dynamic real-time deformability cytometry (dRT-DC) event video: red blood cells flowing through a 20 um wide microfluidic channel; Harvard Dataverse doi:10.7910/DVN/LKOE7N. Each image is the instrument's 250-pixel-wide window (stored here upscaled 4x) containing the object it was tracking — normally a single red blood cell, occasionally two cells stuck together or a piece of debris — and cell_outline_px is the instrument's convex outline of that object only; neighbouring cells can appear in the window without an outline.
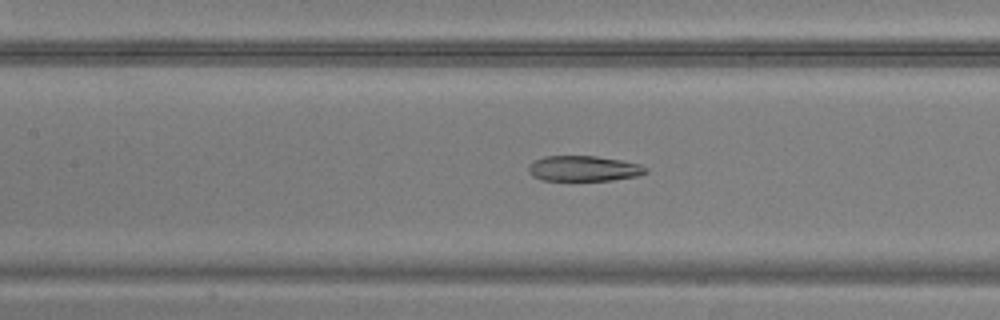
{"species": "common noctule bat (a hibernating species)", "species_latin": "Nyctalus noctula", "temperature_condition": "warm", "stored_images_in_passage": 46, "camera_frame_rate_fps": 3000, "um_per_image_px": 0.085, "animal": {"sex": "male", "body_mass_g": 20.5, "forearm_length_mm": 52.5}, "frame": {"image": 1, "passage_image": 19, "time_ms": 6.0, "image_size_px": [1000, 320], "cell_outline_px": [[648, 172], [636, 176], [612, 180], [540, 180], [532, 176], [528, 172], [528, 168], [536, 160], [544, 156], [596, 156], [620, 160], [640, 164], [648, 168]], "centroid_in_image_um": [49.62, 14.32], "position_along_channel_um": 157.8, "area_um2": 17.28}}
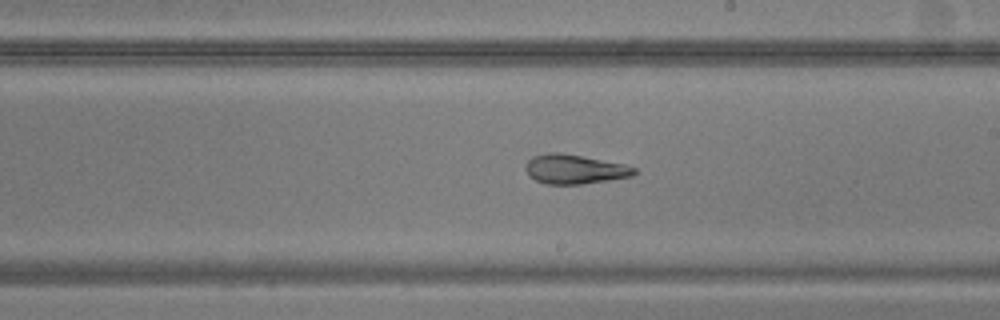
{"frame": {"image": 2, "passage_image": 25, "time_ms": 8.0, "image_size_px": [1000, 320], "cell_outline_px": [[636, 172], [632, 176], [608, 180], [580, 184], [544, 184], [528, 176], [528, 160], [532, 156], [548, 152], [560, 152], [624, 164], [636, 168]], "centroid_in_image_um": [48.84, 14.38], "position_along_channel_um": 240.2, "area_um2": 18.38}}
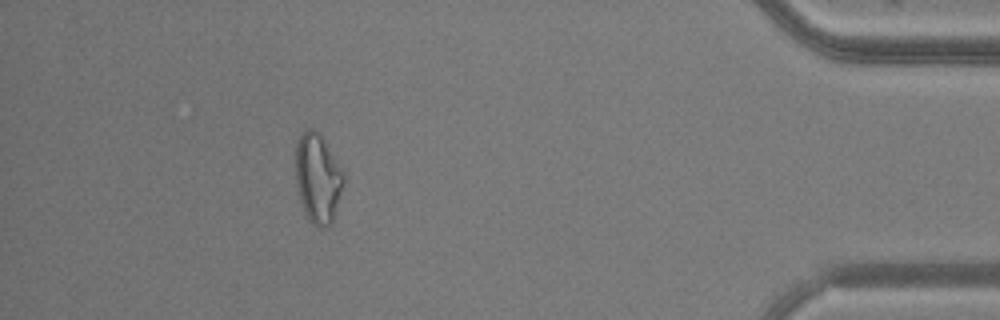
{"frame": {"image": 3, "passage_image": 41, "time_ms": 13.333, "image_size_px": [1000, 320], "cell_outline_px": [[344, 180], [332, 224], [328, 228], [316, 228], [312, 224], [304, 212], [300, 200], [296, 184], [296, 140], [300, 132], [304, 128], [312, 128], [320, 132], [344, 172]], "centroid_in_image_um": [27.0, 15.13], "position_along_channel_um": 408.2, "area_um2": 25.49}}